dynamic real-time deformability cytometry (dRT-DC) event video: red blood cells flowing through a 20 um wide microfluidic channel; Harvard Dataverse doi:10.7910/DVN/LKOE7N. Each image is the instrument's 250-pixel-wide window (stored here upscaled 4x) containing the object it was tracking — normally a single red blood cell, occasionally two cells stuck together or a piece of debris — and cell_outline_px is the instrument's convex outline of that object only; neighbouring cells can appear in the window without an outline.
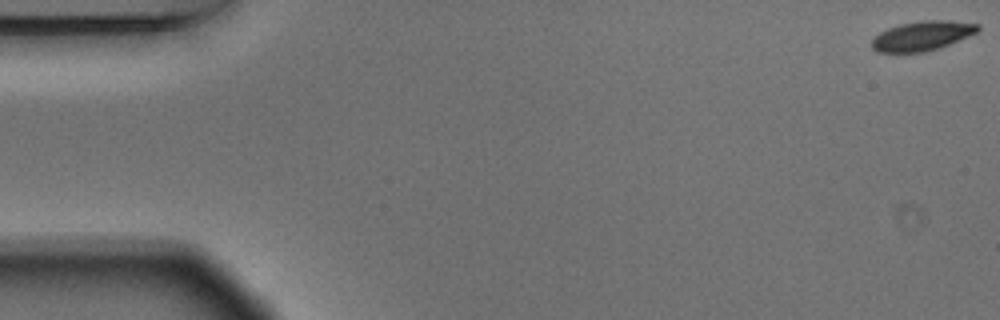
{"species": "Egyptian fruit bat (a non-hibernating species)", "species_latin": "Rousettus aegyptiacus", "temperature_condition": "warm", "stored_images_in_passage": 15, "camera_frame_rate_fps": 3000, "um_per_image_px": 0.085, "animal": {"sex": "male"}, "frame": {"image": 1, "passage_image": 1, "time_ms": 0.0, "image_size_px": [1000, 320], "cell_outline_px": [[980, 28], [976, 32], [968, 36], [948, 44], [924, 52], [876, 52], [872, 48], [872, 40], [880, 32], [888, 28], [900, 24], [924, 20], [948, 20], [980, 24]], "centroid_in_image_um": [78.37, 3.03], "position_along_channel_um": 6.6, "area_um2": 17.98}}
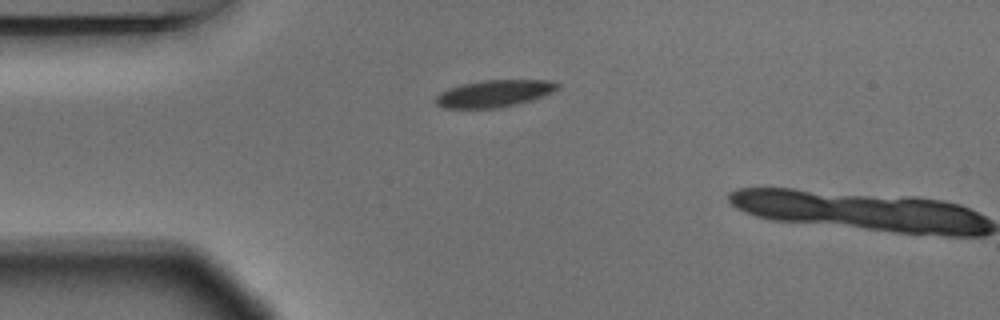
{"frame": {"image": 2, "passage_image": 14, "time_ms": 4.333, "image_size_px": [1000, 320], "cell_outline_px": [[560, 88], [544, 96], [532, 100], [516, 104], [496, 108], [444, 108], [436, 104], [432, 100], [440, 92], [448, 88], [460, 84], [484, 80], [548, 80], [560, 84]], "centroid_in_image_um": [41.98, 7.94], "position_along_channel_um": 43.0, "area_um2": 19.36}}